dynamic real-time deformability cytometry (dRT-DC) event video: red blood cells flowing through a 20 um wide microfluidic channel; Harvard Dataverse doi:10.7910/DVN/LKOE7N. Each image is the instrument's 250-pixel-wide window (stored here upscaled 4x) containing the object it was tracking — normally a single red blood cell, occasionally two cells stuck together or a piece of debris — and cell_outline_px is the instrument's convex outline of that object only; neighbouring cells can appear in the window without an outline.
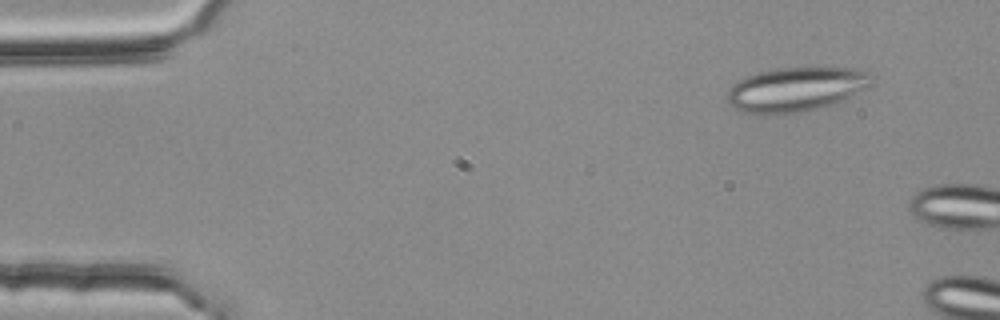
{"species": "common noctule bat (a hibernating species)", "species_latin": "Nyctalus noctula", "temperature_condition": "room temperature", "stored_images_in_passage": 8, "camera_frame_rate_fps": 3000, "um_per_image_px": 0.085, "animal": {"sex": "female", "body_mass_g": 25.1}, "frame": {"image": 1, "passage_image": 5, "time_ms": 1.333, "image_size_px": [1000, 320], "cell_outline_px": [[872, 84], [868, 88], [836, 104], [804, 112], [740, 112], [732, 108], [728, 104], [724, 96], [728, 88], [732, 84], [744, 76], [776, 68], [856, 68], [872, 72]], "centroid_in_image_um": [67.67, 7.58], "position_along_channel_um": 17.3, "area_um2": 37.63}}